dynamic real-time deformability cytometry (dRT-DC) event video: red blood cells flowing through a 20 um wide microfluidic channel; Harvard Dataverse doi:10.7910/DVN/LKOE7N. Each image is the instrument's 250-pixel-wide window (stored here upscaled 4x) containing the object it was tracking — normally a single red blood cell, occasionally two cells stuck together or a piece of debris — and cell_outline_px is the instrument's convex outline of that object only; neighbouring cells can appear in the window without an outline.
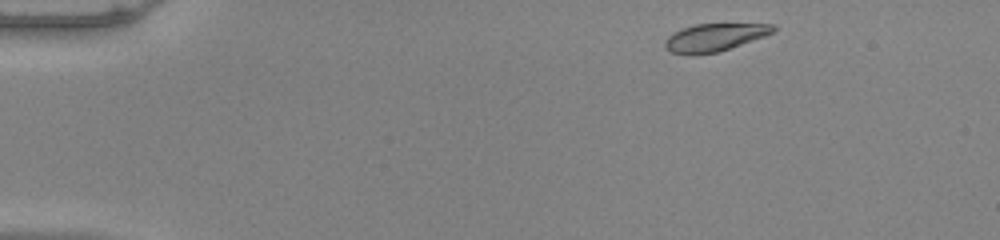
{"species": "common noctule bat (a hibernating species)", "species_latin": "Nyctalus noctula", "temperature_condition": "warm", "stored_images_in_passage": 46, "camera_frame_rate_fps": 3000, "um_per_image_px": 0.085, "animal": {"sex": "male", "body_mass_g": 20.0, "forearm_length_mm": 53.3}, "frame": {"image": 1, "passage_image": 1, "time_ms": 0.0, "image_size_px": [1000, 240], "cell_outline_px": [[776, 32], [716, 52], [688, 56], [668, 52], [664, 44], [668, 36], [672, 32], [696, 24], [776, 24]], "centroid_in_image_um": [60.7, 3.18], "position_along_channel_um": 24.3, "area_um2": 17.46}}
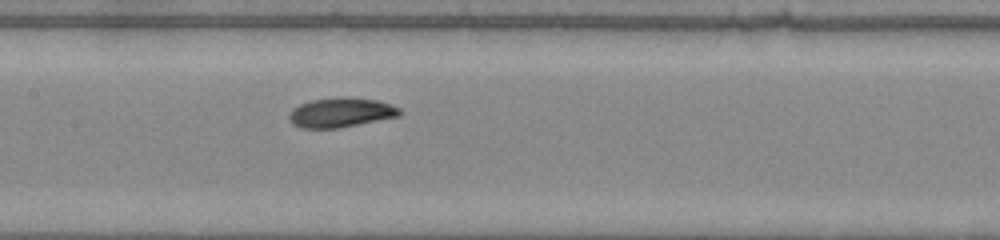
{"frame": {"image": 2, "passage_image": 20, "time_ms": 6.333, "image_size_px": [1000, 240], "cell_outline_px": [[400, 116], [340, 128], [300, 128], [292, 124], [288, 116], [292, 108], [300, 104], [312, 100], [344, 96], [376, 100], [400, 108]], "centroid_in_image_um": [28.95, 9.57], "position_along_channel_um": 178.5, "area_um2": 19.07}}
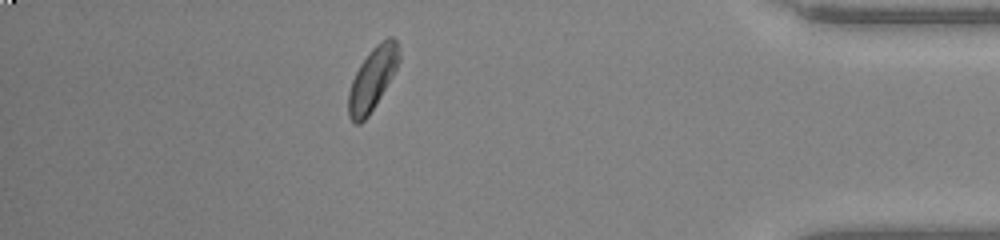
{"frame": {"image": 3, "passage_image": 40, "time_ms": 13.0, "image_size_px": [1000, 240], "cell_outline_px": [[400, 60], [392, 76], [368, 116], [360, 124], [352, 124], [348, 116], [348, 92], [352, 80], [360, 64], [368, 52], [380, 40], [388, 36], [392, 36], [396, 40], [400, 52]], "centroid_in_image_um": [31.64, 6.68], "position_along_channel_um": 403.6, "area_um2": 18.5}, "authors_computed_cell_mechanics": {"area_um2": 18.4671, "velocity_mm_per_s": 3.9425, "shape_relaxation_time_tau1_ms": 1.9134, "shape_relaxation_time_tau2_ms": null, "deformation_change_tau1": 0.0893, "deformation_change_tau2": null}}